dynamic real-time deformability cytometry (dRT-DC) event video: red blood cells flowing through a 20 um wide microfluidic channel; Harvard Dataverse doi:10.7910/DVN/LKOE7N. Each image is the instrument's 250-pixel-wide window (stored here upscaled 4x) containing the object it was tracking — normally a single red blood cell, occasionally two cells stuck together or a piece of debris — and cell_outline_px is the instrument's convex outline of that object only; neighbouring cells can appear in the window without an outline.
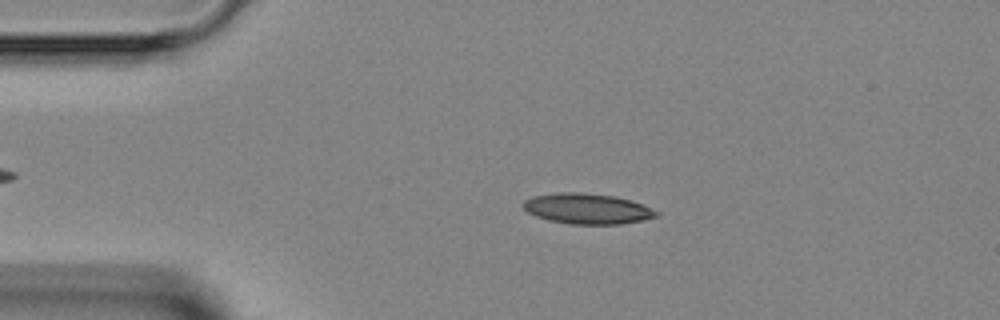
{"species": "Egyptian fruit bat (a non-hibernating species)", "species_latin": "Rousettus aegyptiacus", "temperature_condition": "room temperature", "stored_images_in_passage": 36, "camera_frame_rate_fps": 3000, "um_per_image_px": 0.085, "animal": {"sex": "female"}, "frame": {"image": 1, "passage_image": 6, "time_ms": 1.667, "image_size_px": [1000, 320], "cell_outline_px": [[660, 216], [620, 224], [568, 224], [548, 220], [536, 216], [528, 212], [524, 208], [524, 200], [532, 196], [560, 192], [580, 192], [616, 196], [640, 204], [660, 212]], "centroid_in_image_um": [49.9, 17.74], "position_along_channel_um": 35.1, "area_um2": 23.52}}
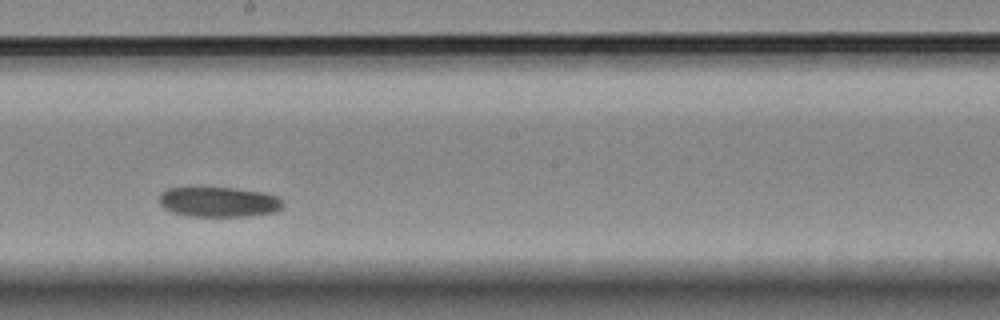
{"frame": {"image": 2, "passage_image": 23, "time_ms": 7.333, "image_size_px": [1000, 320], "cell_outline_px": [[284, 204], [276, 212], [244, 216], [188, 216], [172, 212], [164, 208], [160, 204], [160, 192], [168, 188], [236, 188], [264, 192], [280, 196], [284, 200]], "centroid_in_image_um": [18.64, 17.16], "position_along_channel_um": 229.6, "area_um2": 21.79}}
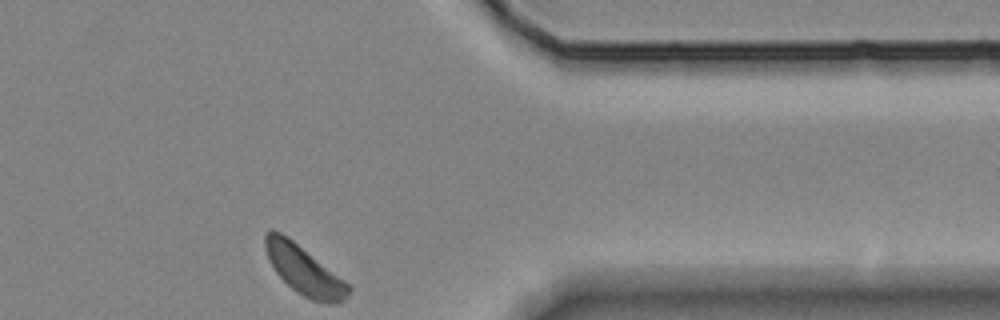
{"frame": {"image": 3, "passage_image": 36, "time_ms": 11.667, "image_size_px": [1000, 320], "cell_outline_px": [[352, 288], [348, 296], [340, 304], [328, 304], [312, 300], [296, 292], [276, 272], [268, 260], [264, 248], [264, 232], [272, 228], [288, 236], [344, 280]], "centroid_in_image_um": [25.83, 22.96], "position_along_channel_um": 385.6, "area_um2": 23.81}}